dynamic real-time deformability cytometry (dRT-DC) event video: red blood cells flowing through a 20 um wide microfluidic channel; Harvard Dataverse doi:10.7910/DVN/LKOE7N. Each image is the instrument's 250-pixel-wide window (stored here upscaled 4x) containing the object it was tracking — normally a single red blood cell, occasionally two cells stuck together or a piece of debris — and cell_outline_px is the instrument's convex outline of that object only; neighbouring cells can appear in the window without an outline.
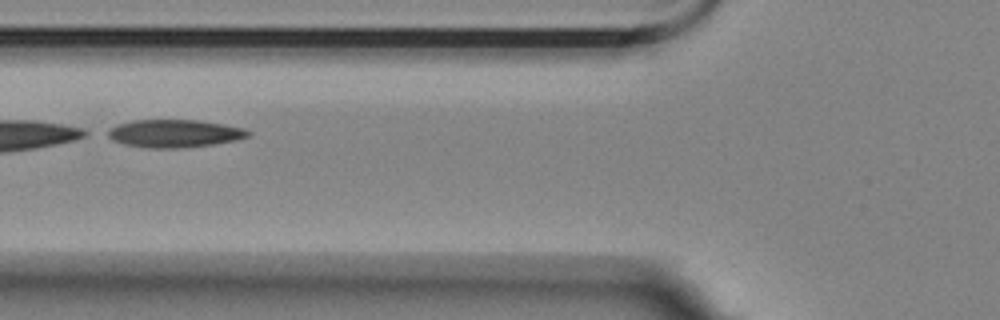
{"species": "Egyptian fruit bat (a non-hibernating species)", "species_latin": "Rousettus aegyptiacus", "temperature_condition": "room temperature", "stored_images_in_passage": 32, "camera_frame_rate_fps": 3000, "um_per_image_px": 0.085, "animal": {"sex": "female"}, "frame": {"image": 1, "passage_image": 13, "time_ms": 4.0, "image_size_px": [1000, 320], "cell_outline_px": [[252, 132], [248, 136], [236, 140], [216, 144], [184, 148], [148, 148], [124, 144], [112, 140], [104, 136], [104, 132], [116, 124], [132, 120], [200, 120], [224, 124], [244, 128]], "centroid_in_image_um": [14.78, 11.34], "position_along_channel_um": 111.0, "area_um2": 23.18}}